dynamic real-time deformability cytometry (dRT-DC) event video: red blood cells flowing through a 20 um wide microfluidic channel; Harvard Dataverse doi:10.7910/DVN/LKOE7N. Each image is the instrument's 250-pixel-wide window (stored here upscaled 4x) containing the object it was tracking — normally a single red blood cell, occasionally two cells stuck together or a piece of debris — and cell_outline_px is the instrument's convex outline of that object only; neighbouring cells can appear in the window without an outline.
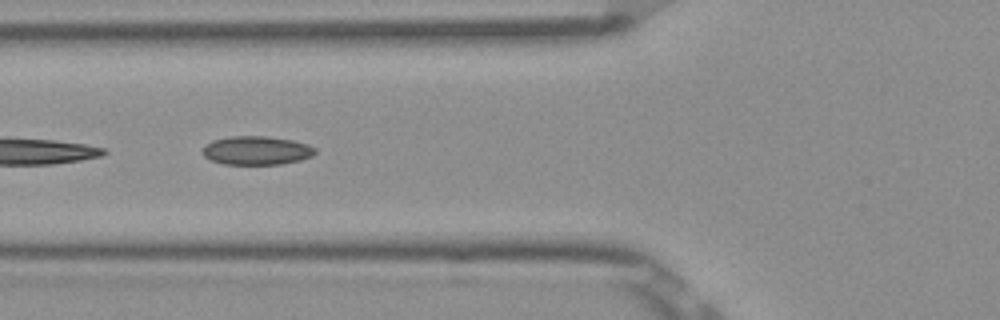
{"species": "Egyptian fruit bat (a non-hibernating species)", "species_latin": "Rousettus aegyptiacus", "temperature_condition": "room temperature", "stored_images_in_passage": 25, "segment_of_instrument_passage": [2, 2], "camera_frame_rate_fps": 3000, "um_per_image_px": 0.085, "frame": {"image": 1, "passage_image": 20, "time_ms": 6.333, "image_size_px": [1000, 320], "cell_outline_px": [[316, 152], [312, 156], [300, 160], [280, 164], [224, 164], [212, 160], [204, 156], [204, 148], [212, 140], [232, 136], [264, 136], [292, 140], [308, 144], [316, 148]], "centroid_in_image_um": [21.85, 12.79], "position_along_channel_um": 104.0, "area_um2": 18.61}}